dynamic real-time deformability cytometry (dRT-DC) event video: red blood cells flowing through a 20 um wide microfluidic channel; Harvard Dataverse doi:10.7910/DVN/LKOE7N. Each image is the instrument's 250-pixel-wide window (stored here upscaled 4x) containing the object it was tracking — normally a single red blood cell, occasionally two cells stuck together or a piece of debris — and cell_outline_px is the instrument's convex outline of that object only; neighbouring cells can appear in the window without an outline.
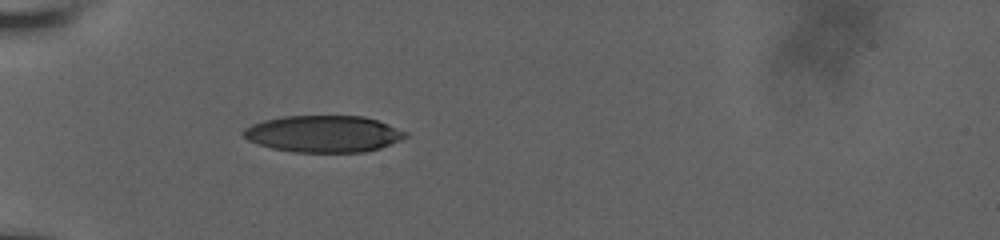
{"species": "human", "species_latin": "Homo sapiens", "temperature_condition": "room temperature", "stored_images_in_passage": 35, "camera_frame_rate_fps": 3000, "um_per_image_px": 0.085, "donor": {"sex": "male"}, "frame": {"image": 1, "passage_image": 1, "time_ms": 0.0, "image_size_px": [1000, 240], "cell_outline_px": [[408, 136], [380, 148], [364, 152], [292, 152], [272, 148], [248, 140], [240, 132], [244, 128], [252, 124], [264, 120], [284, 116], [364, 116], [388, 124], [408, 132]], "centroid_in_image_um": [27.49, 11.37], "position_along_channel_um": 57.5, "area_um2": 34.62}}
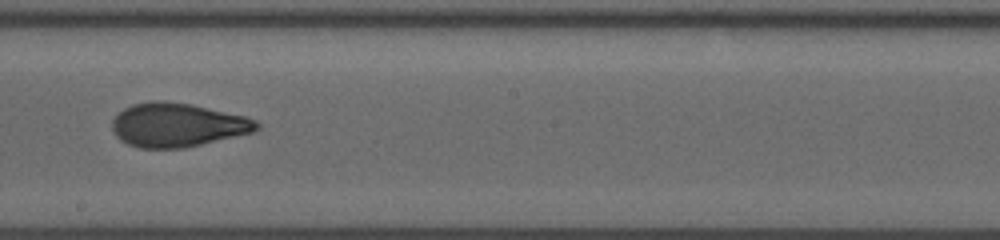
{"frame": {"image": 2, "passage_image": 16, "time_ms": 5.0, "image_size_px": [1000, 240], "cell_outline_px": [[260, 128], [252, 132], [184, 148], [140, 148], [128, 144], [120, 140], [116, 136], [112, 128], [112, 120], [116, 112], [132, 104], [156, 100], [164, 100], [192, 104], [244, 116], [256, 120], [260, 124]], "centroid_in_image_um": [15.04, 10.61], "position_along_channel_um": 233.2, "area_um2": 36.99}}
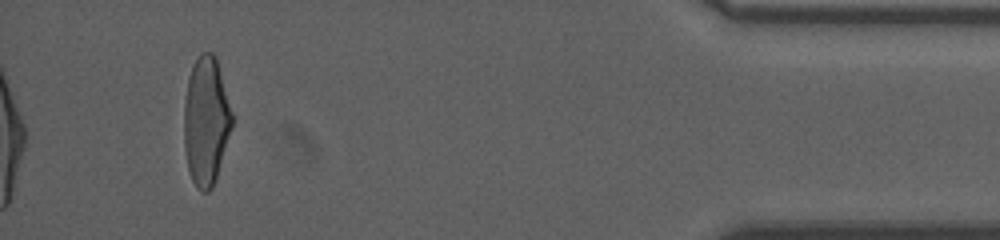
{"frame": {"image": 3, "passage_image": 35, "time_ms": 11.333, "image_size_px": [1000, 240], "cell_outline_px": [[232, 128], [212, 188], [208, 192], [200, 192], [196, 188], [192, 180], [188, 168], [184, 148], [184, 104], [188, 76], [192, 64], [200, 52], [212, 52], [216, 56], [232, 112]], "centroid_in_image_um": [17.5, 10.26], "position_along_channel_um": 417.7, "area_um2": 36.07}, "authors_computed_cell_mechanics": {"area_um2": 36.9342, "velocity_mm_per_s": 3.8275, "shape_relaxation_time_tau1_ms": 8.3573, "shape_relaxation_time_tau2_ms": 1.3066, "deformation_change_tau1": 0.2456, "deformation_change_tau2": 0.0795}}